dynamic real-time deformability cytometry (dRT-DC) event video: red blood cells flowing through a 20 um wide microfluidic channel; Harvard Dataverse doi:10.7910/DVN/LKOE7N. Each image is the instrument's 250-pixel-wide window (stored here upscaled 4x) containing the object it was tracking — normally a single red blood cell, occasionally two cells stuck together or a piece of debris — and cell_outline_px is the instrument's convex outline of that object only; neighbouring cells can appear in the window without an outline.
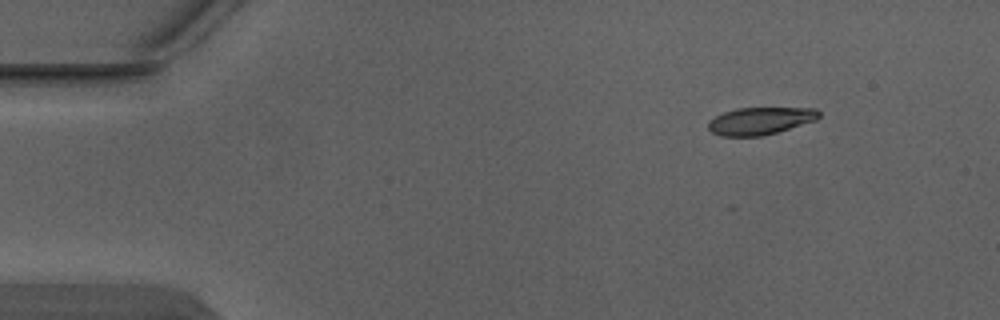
{"species": "Egyptian fruit bat (a non-hibernating species)", "species_latin": "Rousettus aegyptiacus", "temperature_condition": "warm", "stored_images_in_passage": 4, "segment_of_instrument_passage": [1, 2], "camera_frame_rate_fps": 3000, "um_per_image_px": 0.085, "animal": {"sex": "male"}, "frame": {"image": 1, "passage_image": 1, "time_ms": 0.0, "image_size_px": [1000, 320], "cell_outline_px": [[820, 116], [816, 120], [776, 132], [760, 136], [720, 136], [712, 132], [708, 128], [708, 120], [724, 112], [736, 108], [816, 108], [820, 112]], "centroid_in_image_um": [64.6, 10.27], "position_along_channel_um": 20.4, "area_um2": 17.57}}